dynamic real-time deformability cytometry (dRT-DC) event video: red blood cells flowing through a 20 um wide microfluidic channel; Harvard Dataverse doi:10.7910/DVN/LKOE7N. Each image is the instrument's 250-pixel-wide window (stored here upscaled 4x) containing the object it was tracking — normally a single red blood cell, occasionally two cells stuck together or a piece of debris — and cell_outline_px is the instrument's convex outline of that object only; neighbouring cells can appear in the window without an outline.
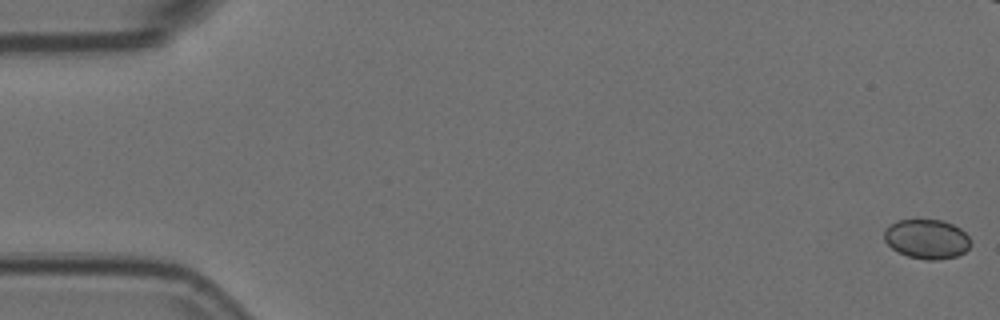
{"species": "Egyptian fruit bat (a non-hibernating species)", "species_latin": "Rousettus aegyptiacus", "temperature_condition": "room temperature", "stored_images_in_passage": 58, "camera_frame_rate_fps": 3000, "um_per_image_px": 0.085, "animal": {"sex": "female"}, "frame": {"image": 1, "passage_image": 1, "time_ms": 0.0, "image_size_px": [1000, 320], "cell_outline_px": [[972, 244], [964, 252], [956, 256], [940, 260], [924, 260], [908, 256], [892, 248], [884, 240], [884, 232], [892, 224], [900, 220], [916, 216], [944, 220], [960, 228], [968, 236]], "centroid_in_image_um": [78.79, 20.27], "position_along_channel_um": 6.2, "area_um2": 20.4}}
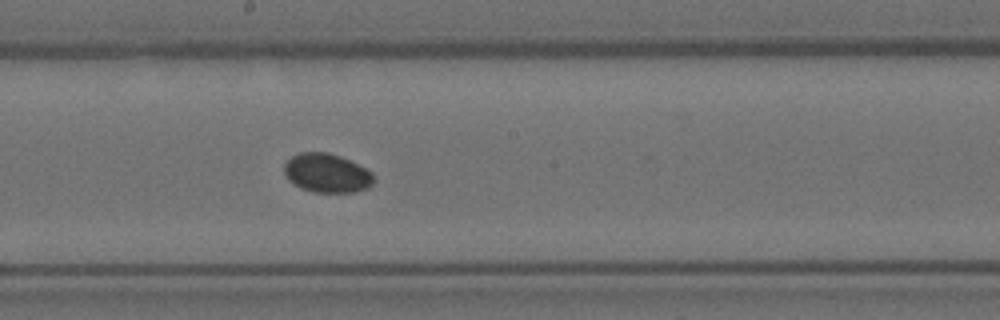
{"frame": {"image": 2, "passage_image": 31, "time_ms": 10.0, "image_size_px": [1000, 320], "cell_outline_px": [[372, 184], [368, 188], [352, 192], [312, 192], [300, 188], [288, 180], [284, 172], [284, 164], [292, 156], [300, 152], [328, 152], [340, 156], [372, 172]], "centroid_in_image_um": [27.74, 14.71], "position_along_channel_um": 220.5, "area_um2": 20.17}}
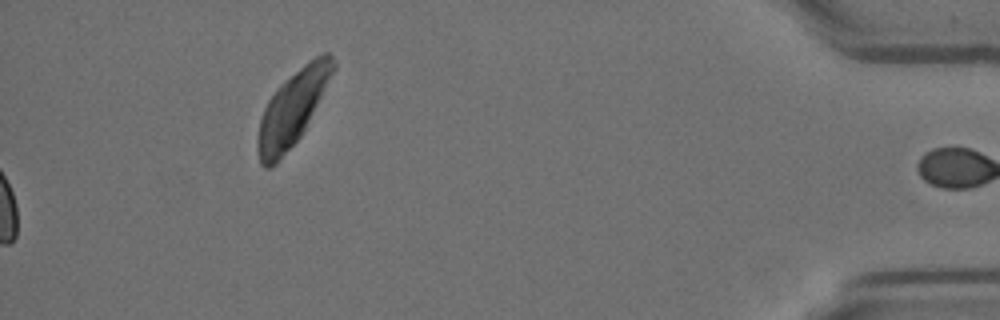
{"frame": {"image": 3, "passage_image": 58, "time_ms": 19.0, "image_size_px": [1000, 320], "cell_outline_px": [[336, 68], [304, 132], [276, 164], [272, 168], [264, 168], [260, 164], [256, 144], [256, 140], [260, 120], [264, 108], [268, 100], [276, 88], [280, 84], [308, 60], [324, 52], [328, 52], [332, 56], [336, 64]], "centroid_in_image_um": [24.85, 9.22], "position_along_channel_um": 410.3, "area_um2": 33.0}}